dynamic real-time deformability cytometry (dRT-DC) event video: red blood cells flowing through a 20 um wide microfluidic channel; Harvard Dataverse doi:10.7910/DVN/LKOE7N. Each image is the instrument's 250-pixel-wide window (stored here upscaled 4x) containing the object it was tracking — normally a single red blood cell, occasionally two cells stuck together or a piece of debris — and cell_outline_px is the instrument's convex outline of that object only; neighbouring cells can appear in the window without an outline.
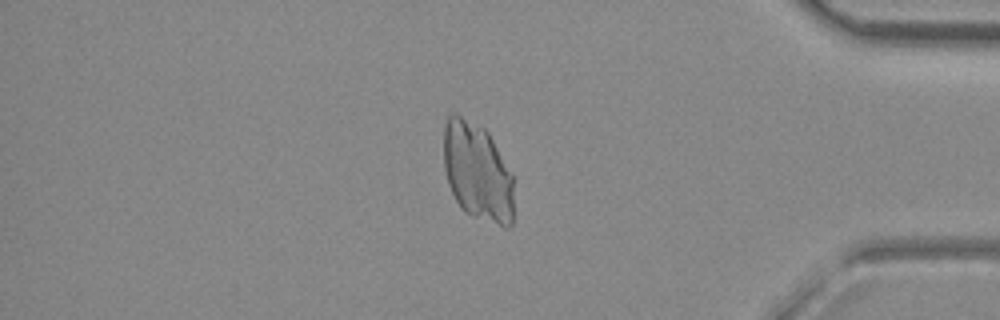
{"species": "common noctule bat (a hibernating species)", "species_latin": "Nyctalus noctula", "temperature_condition": "room temperature", "stored_images_in_passage": 46, "camera_frame_rate_fps": 3000, "um_per_image_px": 0.085, "animal": {"sex": "female", "body_mass_g": 29.2, "forearm_length_mm": 56.3}, "frame": {"image": 1, "passage_image": 38, "time_ms": 12.333, "image_size_px": [1000, 320], "cell_outline_px": [[512, 224], [508, 228], [504, 228], [472, 216], [464, 212], [460, 208], [448, 184], [444, 168], [444, 124], [448, 116], [452, 112], [456, 112], [484, 128], [488, 132], [512, 172]], "centroid_in_image_um": [40.57, 14.6], "position_along_channel_um": 394.6, "area_um2": 40.58}}